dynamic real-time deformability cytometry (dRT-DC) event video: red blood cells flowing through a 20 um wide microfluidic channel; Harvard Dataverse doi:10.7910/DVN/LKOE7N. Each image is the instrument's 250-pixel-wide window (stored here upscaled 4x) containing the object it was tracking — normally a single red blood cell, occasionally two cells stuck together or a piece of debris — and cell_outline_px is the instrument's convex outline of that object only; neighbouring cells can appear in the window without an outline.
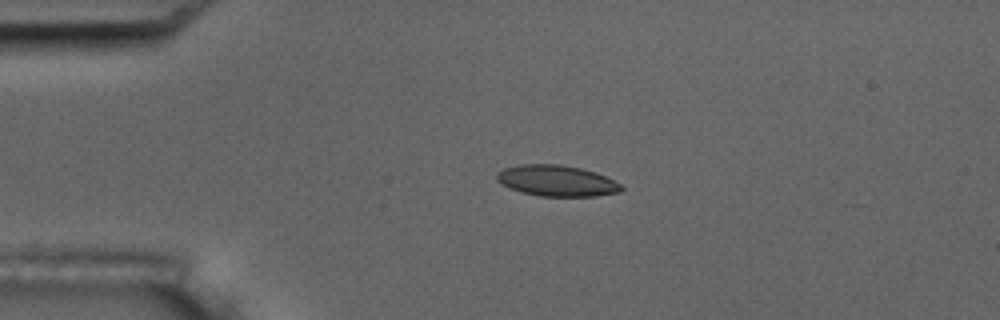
{"species": "common noctule bat (a hibernating species)", "species_latin": "Nyctalus noctula", "temperature_condition": "room temperature", "stored_images_in_passage": 4, "camera_frame_rate_fps": 3000, "um_per_image_px": 0.085, "animal": {"sex": "male", "body_mass_g": 17.5, "forearm_length_mm": 52.3}, "frame": {"image": 1, "passage_image": 3, "time_ms": 2.0, "image_size_px": [1000, 320], "cell_outline_px": [[624, 188], [620, 192], [596, 196], [540, 196], [520, 192], [508, 188], [496, 180], [496, 172], [504, 168], [520, 164], [560, 164], [580, 168], [596, 172], [620, 184]], "centroid_in_image_um": [47.28, 15.36], "position_along_channel_um": 37.7, "area_um2": 22.6}}